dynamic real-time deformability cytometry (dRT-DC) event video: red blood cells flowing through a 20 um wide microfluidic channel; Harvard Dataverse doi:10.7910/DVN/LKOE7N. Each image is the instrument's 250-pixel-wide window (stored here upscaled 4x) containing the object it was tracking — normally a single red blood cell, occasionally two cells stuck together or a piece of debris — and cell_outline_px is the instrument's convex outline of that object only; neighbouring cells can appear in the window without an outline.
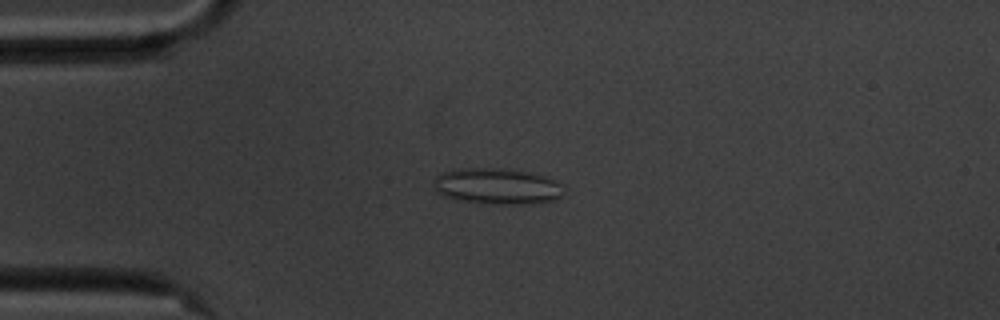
{"species": "common noctule bat (a hibernating species)", "species_latin": "Nyctalus noctula", "temperature_condition": "cold", "stored_images_in_passage": 53, "camera_frame_rate_fps": 3000, "um_per_image_px": 0.085, "animal": {"sex": "male", "body_mass_g": 20.1, "forearm_length_mm": 53.5}, "frame": {"image": 1, "passage_image": 10, "time_ms": 3.0, "image_size_px": [1000, 320], "cell_outline_px": [[568, 188], [560, 196], [552, 200], [532, 204], [500, 204], [456, 200], [444, 196], [436, 192], [436, 176], [444, 172], [460, 168], [500, 168], [528, 172], [544, 176], [556, 180], [564, 184]], "centroid_in_image_um": [42.33, 15.83], "position_along_channel_um": 42.7, "area_um2": 27.4}}
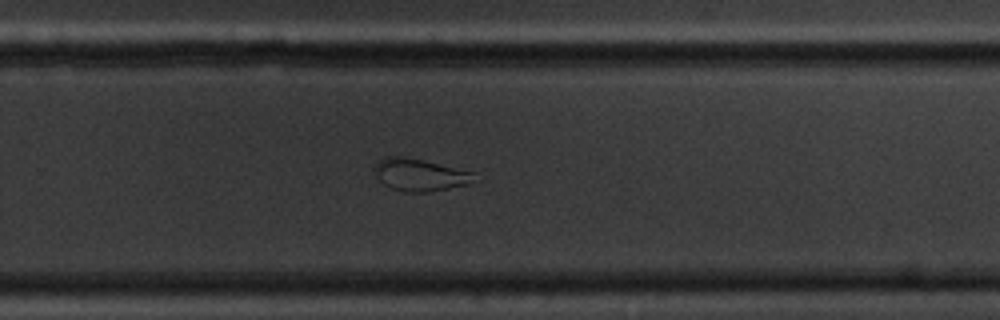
{"frame": {"image": 2, "passage_image": 33, "time_ms": 10.667, "image_size_px": [1000, 320], "cell_outline_px": [[476, 172], [468, 184], [428, 192], [404, 192], [392, 188], [384, 184], [376, 176], [372, 168], [384, 156], [396, 156], [420, 160]], "centroid_in_image_um": [35.63, 14.86], "position_along_channel_um": 294.2, "area_um2": 18.38}}
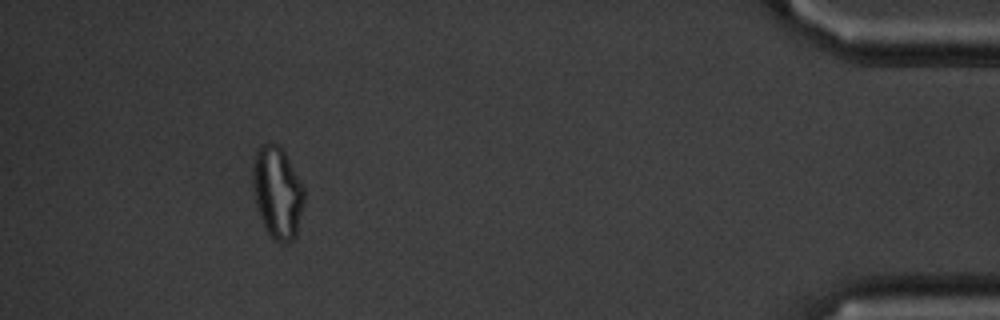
{"frame": {"image": 3, "passage_image": 48, "time_ms": 15.667, "image_size_px": [1000, 320], "cell_outline_px": [[304, 204], [296, 236], [288, 244], [280, 244], [264, 228], [256, 204], [252, 184], [252, 164], [256, 152], [264, 144], [276, 144], [284, 152], [304, 188]], "centroid_in_image_um": [23.58, 16.41], "position_along_channel_um": 411.6, "area_um2": 27.34}, "authors_computed_cell_mechanics": {"area_um2": 25.3164, "velocity_mm_per_s": 3.5429, "shape_relaxation_time_tau1_ms": null, "shape_relaxation_time_tau2_ms": 2.089, "deformation_change_tau1": null, "deformation_change_tau2": 0.1048}}